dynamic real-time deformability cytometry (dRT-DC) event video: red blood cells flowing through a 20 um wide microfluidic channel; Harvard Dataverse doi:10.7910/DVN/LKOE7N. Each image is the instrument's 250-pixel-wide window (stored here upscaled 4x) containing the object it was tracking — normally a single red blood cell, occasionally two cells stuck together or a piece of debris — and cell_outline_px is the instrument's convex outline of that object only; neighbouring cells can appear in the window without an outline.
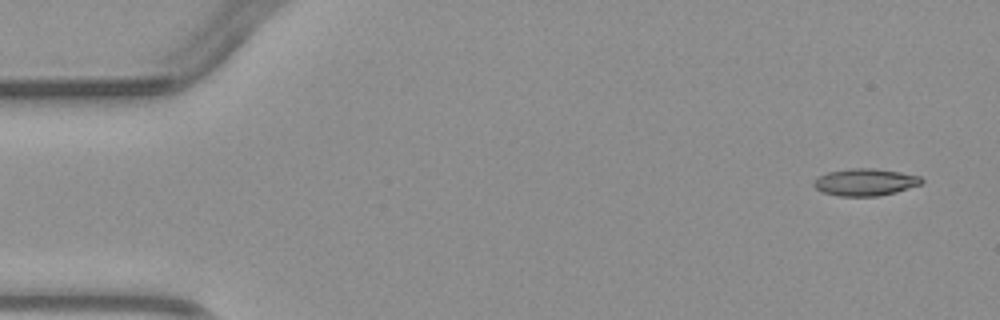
{"species": "common noctule bat (a hibernating species)", "species_latin": "Nyctalus noctula", "temperature_condition": "warm", "stored_images_in_passage": 4, "camera_frame_rate_fps": 3000, "um_per_image_px": 0.085, "animal": {"sex": "male", "body_mass_g": 23.1, "forearm_length_mm": 52.7}, "frame": {"image": 1, "passage_image": 1, "time_ms": 0.0, "image_size_px": [1000, 320], "cell_outline_px": [[924, 180], [920, 184], [896, 192], [880, 196], [840, 196], [824, 192], [816, 188], [812, 184], [820, 176], [828, 172], [852, 168], [876, 168], [900, 172], [920, 176]], "centroid_in_image_um": [73.57, 15.48], "position_along_channel_um": 11.4, "area_um2": 16.88}}
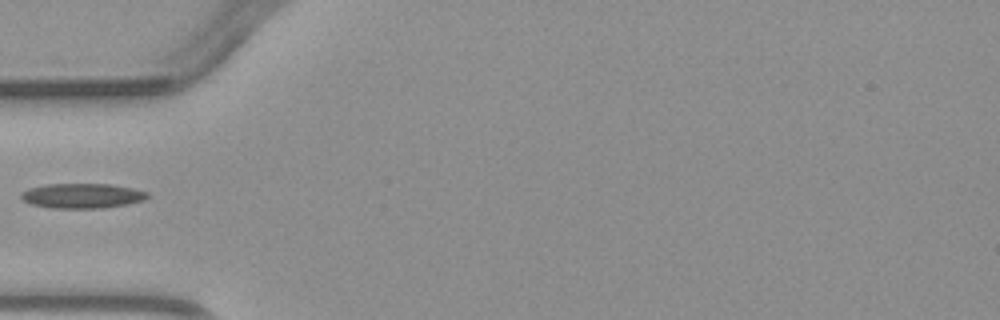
{"frame": {"image": 2, "passage_image": 4, "time_ms": 4.333, "image_size_px": [1000, 320], "cell_outline_px": [[148, 196], [144, 200], [128, 204], [104, 208], [52, 208], [32, 204], [24, 200], [20, 196], [20, 192], [28, 188], [48, 184], [108, 184], [132, 188], [148, 192]], "centroid_in_image_um": [6.98, 16.64], "position_along_channel_um": 78.0, "area_um2": 18.26}}